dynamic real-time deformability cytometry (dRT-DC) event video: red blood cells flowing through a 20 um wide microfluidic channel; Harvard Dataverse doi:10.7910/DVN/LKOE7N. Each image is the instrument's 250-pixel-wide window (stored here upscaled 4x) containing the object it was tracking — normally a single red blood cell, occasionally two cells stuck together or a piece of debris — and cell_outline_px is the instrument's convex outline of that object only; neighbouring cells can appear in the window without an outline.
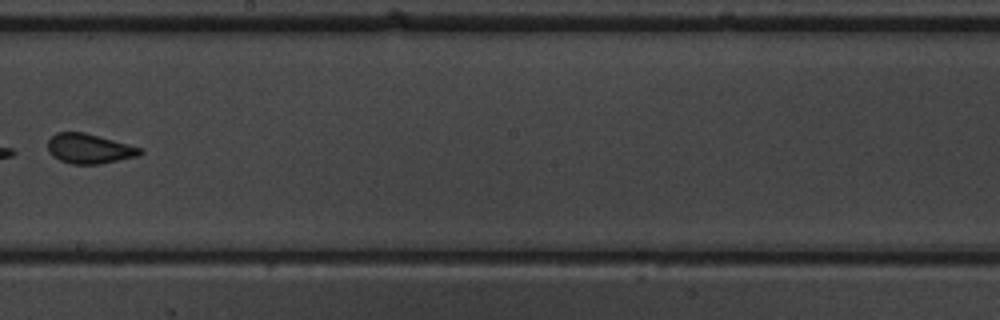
{"species": "common noctule bat (a hibernating species)", "species_latin": "Nyctalus noctula", "temperature_condition": "warm", "stored_images_in_passage": 8, "camera_frame_rate_fps": 3000, "um_per_image_px": 0.085, "animal": {"sex": "male", "body_mass_g": 19.5, "forearm_length_mm": 54.6}, "frame": {"image": 1, "passage_image": 8, "time_ms": 8.333, "image_size_px": [1000, 320], "cell_outline_px": [[144, 152], [140, 156], [100, 164], [72, 164], [60, 160], [52, 156], [48, 152], [48, 140], [56, 132], [84, 132], [144, 148]], "centroid_in_image_um": [7.62, 12.64], "position_along_channel_um": 240.6, "area_um2": 16.24}}